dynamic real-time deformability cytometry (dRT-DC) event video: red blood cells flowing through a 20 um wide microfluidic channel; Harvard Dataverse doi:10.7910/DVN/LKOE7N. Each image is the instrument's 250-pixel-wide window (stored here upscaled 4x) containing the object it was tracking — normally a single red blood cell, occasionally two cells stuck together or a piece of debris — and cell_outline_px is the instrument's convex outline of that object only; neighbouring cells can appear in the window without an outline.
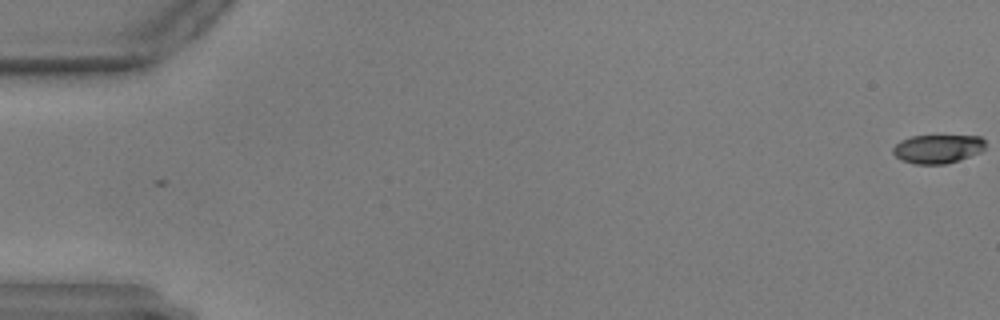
{"species": "common noctule bat (a hibernating species)", "species_latin": "Nyctalus noctula", "temperature_condition": "warm", "stored_images_in_passage": 59, "camera_frame_rate_fps": 3000, "um_per_image_px": 0.085, "animal": {"sex": "male", "body_mass_g": 17.9, "forearm_length_mm": 54.2}, "frame": {"image": 1, "passage_image": 1, "time_ms": 0.0, "image_size_px": [1000, 320], "cell_outline_px": [[984, 148], [980, 152], [960, 160], [944, 164], [916, 164], [900, 160], [892, 152], [892, 148], [900, 140], [912, 136], [980, 136], [984, 140]], "centroid_in_image_um": [79.67, 12.66], "position_along_channel_um": 5.3, "area_um2": 15.43}}
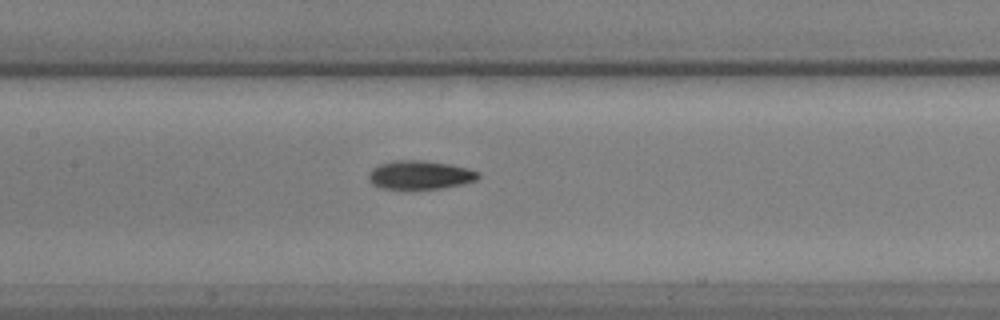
{"frame": {"image": 2, "passage_image": 29, "time_ms": 9.333, "image_size_px": [1000, 320], "cell_outline_px": [[480, 176], [476, 180], [460, 184], [440, 188], [380, 188], [372, 184], [368, 180], [368, 176], [372, 168], [380, 164], [396, 160], [424, 160], [448, 164], [468, 168], [480, 172]], "centroid_in_image_um": [35.69, 14.85], "position_along_channel_um": 171.7, "area_um2": 18.09}}
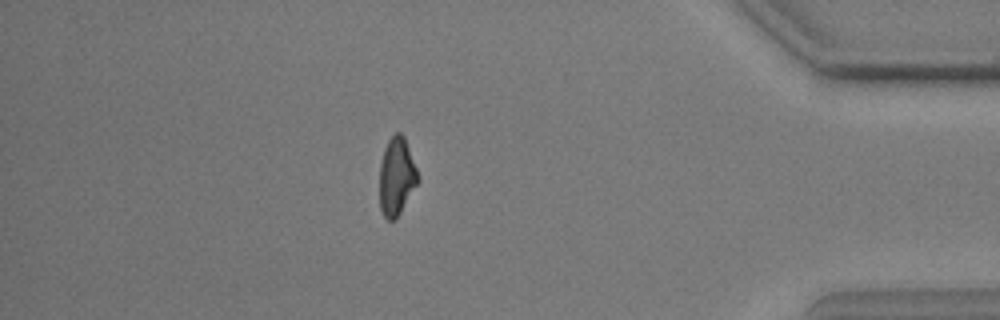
{"frame": {"image": 3, "passage_image": 52, "time_ms": 17.0, "image_size_px": [1000, 320], "cell_outline_px": [[420, 180], [396, 220], [388, 220], [384, 216], [380, 208], [380, 164], [384, 148], [388, 140], [396, 132], [400, 132], [404, 136], [420, 176]], "centroid_in_image_um": [33.73, 15.01], "position_along_channel_um": 401.5, "area_um2": 17.57}}